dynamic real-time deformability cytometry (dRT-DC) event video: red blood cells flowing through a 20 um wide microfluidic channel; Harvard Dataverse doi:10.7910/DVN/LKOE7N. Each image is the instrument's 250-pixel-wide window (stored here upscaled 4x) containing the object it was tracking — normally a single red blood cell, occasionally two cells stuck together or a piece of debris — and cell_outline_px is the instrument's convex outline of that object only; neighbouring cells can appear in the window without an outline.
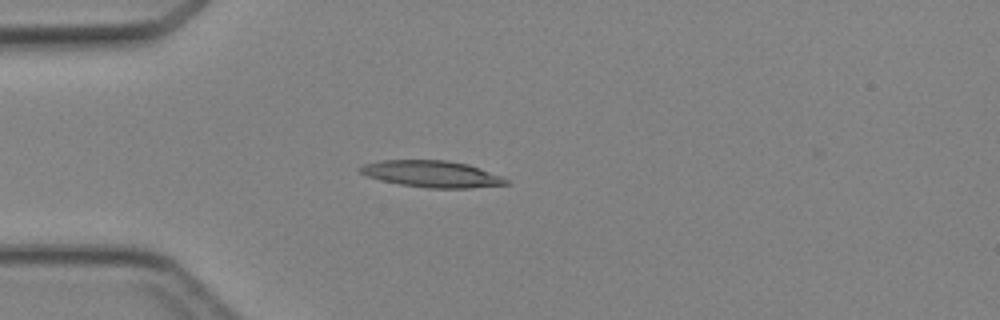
{"species": "Egyptian fruit bat (a non-hibernating species)", "species_latin": "Rousettus aegyptiacus", "temperature_condition": "cold", "stored_images_in_passage": 4, "camera_frame_rate_fps": 3000, "um_per_image_px": 0.085, "animal": {"sex": "female"}, "frame": {"image": 1, "passage_image": 3, "time_ms": 2.333, "image_size_px": [1000, 320], "cell_outline_px": [[512, 184], [468, 188], [428, 188], [400, 184], [368, 176], [360, 172], [356, 168], [364, 164], [380, 160], [444, 160], [468, 164], [500, 176], [508, 180]], "centroid_in_image_um": [36.7, 14.78], "position_along_channel_um": 48.3, "area_um2": 22.43}}